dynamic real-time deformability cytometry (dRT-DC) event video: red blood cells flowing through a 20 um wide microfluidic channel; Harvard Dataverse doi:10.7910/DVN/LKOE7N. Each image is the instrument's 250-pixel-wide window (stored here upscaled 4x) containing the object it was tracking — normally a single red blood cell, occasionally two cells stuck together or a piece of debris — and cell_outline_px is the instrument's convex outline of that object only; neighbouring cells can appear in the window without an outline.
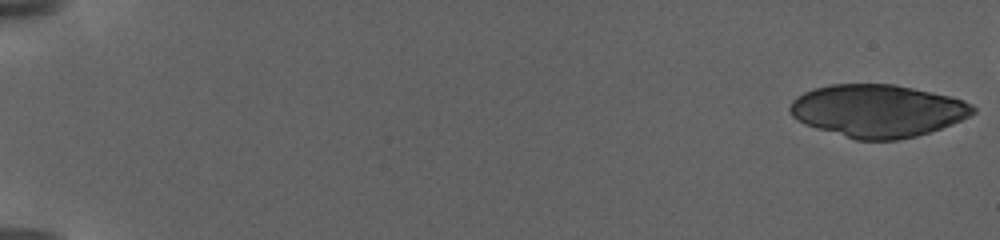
{"species": "human", "species_latin": "Homo sapiens", "temperature_condition": "warm", "stored_images_in_passage": 31, "camera_frame_rate_fps": 3000, "um_per_image_px": 0.085, "donor": {"sex": "female"}, "frame": {"image": 1, "passage_image": 1, "time_ms": 0.0, "image_size_px": [1000, 240], "cell_outline_px": [[976, 112], [952, 124], [916, 136], [896, 140], [856, 140], [816, 128], [804, 124], [796, 120], [792, 116], [788, 108], [792, 100], [796, 96], [812, 88], [832, 84], [892, 84], [912, 88], [948, 96], [964, 100], [972, 104], [976, 108]], "centroid_in_image_um": [74.55, 9.42], "position_along_channel_um": 10.4, "area_um2": 56.07}}
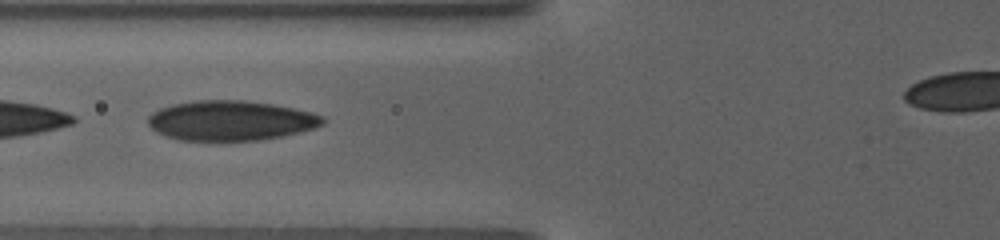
{"frame": {"image": 2, "passage_image": 22, "time_ms": 10.0, "image_size_px": [1000, 240], "cell_outline_px": [[324, 124], [300, 132], [260, 140], [180, 140], [164, 136], [156, 132], [148, 124], [148, 116], [152, 112], [160, 108], [172, 104], [196, 100], [240, 100], [272, 104], [292, 108], [324, 116]], "centroid_in_image_um": [19.56, 10.25], "position_along_channel_um": 106.2, "area_um2": 40.4}}
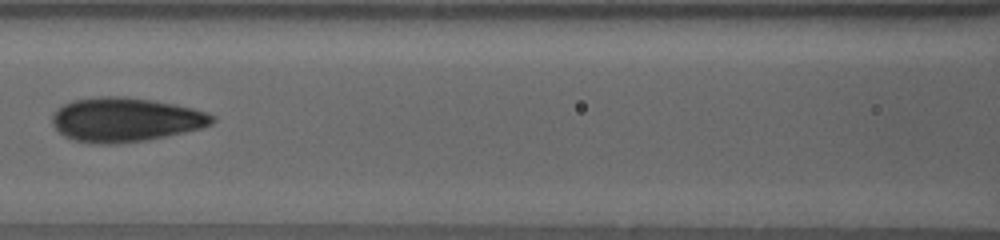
{"frame": {"image": 3, "passage_image": 26, "time_ms": 11.667, "image_size_px": [1000, 240], "cell_outline_px": [[216, 120], [212, 124], [200, 128], [148, 140], [116, 144], [92, 144], [72, 140], [64, 136], [52, 124], [52, 116], [64, 104], [72, 100], [100, 96], [116, 96], [152, 100], [192, 108], [204, 112], [212, 116]], "centroid_in_image_um": [10.62, 10.19], "position_along_channel_um": 156.0, "area_um2": 40.92}}